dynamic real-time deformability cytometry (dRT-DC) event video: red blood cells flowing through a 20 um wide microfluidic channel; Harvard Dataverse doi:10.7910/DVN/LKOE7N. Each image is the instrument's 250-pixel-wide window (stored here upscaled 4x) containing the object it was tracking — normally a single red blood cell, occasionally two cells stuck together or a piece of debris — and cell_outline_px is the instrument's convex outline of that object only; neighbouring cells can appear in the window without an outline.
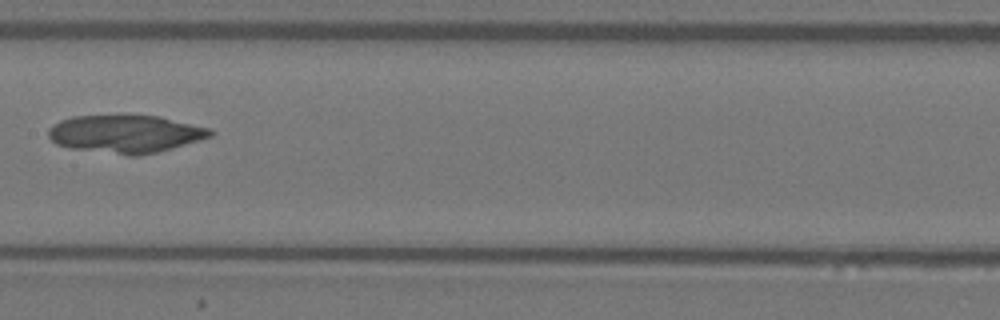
{"species": "Egyptian fruit bat (a non-hibernating species)", "species_latin": "Rousettus aegyptiacus", "temperature_condition": "warm", "stored_images_in_passage": 5, "camera_frame_rate_fps": 3000, "um_per_image_px": 0.085, "animal": {"sex": "female"}, "frame": {"image": 1, "passage_image": 4, "time_ms": 1.0, "image_size_px": [1000, 320], "cell_outline_px": [[216, 132], [212, 136], [172, 148], [140, 156], [128, 156], [68, 148], [56, 144], [48, 136], [48, 128], [60, 120], [72, 116], [160, 116], [208, 128]], "centroid_in_image_um": [10.64, 11.4], "position_along_channel_um": 196.8, "area_um2": 35.66}}